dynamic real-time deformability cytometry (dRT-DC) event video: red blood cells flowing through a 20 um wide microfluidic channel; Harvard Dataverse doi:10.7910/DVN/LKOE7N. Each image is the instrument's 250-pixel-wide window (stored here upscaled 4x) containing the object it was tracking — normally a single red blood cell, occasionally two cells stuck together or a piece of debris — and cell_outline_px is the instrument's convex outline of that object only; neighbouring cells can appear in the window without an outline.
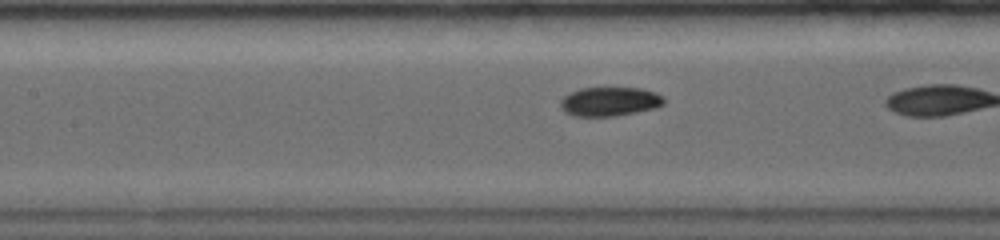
{"species": "common noctule bat (a hibernating species)", "species_latin": "Nyctalus noctula", "temperature_condition": "warm", "stored_images_in_passage": 10, "camera_frame_rate_fps": 5000, "um_per_image_px": 0.085, "animal": {"sex": "female", "body_mass_g": 19.0, "forearm_length_mm": 56.7}, "frame": {"image": 1, "passage_image": 9, "time_ms": 1.8, "image_size_px": [1000, 240], "cell_outline_px": [[664, 104], [656, 108], [616, 116], [572, 116], [564, 112], [560, 108], [560, 100], [564, 96], [580, 88], [640, 88], [656, 92], [664, 96]], "centroid_in_image_um": [51.82, 8.64], "position_along_channel_um": 155.6, "area_um2": 17.69}}